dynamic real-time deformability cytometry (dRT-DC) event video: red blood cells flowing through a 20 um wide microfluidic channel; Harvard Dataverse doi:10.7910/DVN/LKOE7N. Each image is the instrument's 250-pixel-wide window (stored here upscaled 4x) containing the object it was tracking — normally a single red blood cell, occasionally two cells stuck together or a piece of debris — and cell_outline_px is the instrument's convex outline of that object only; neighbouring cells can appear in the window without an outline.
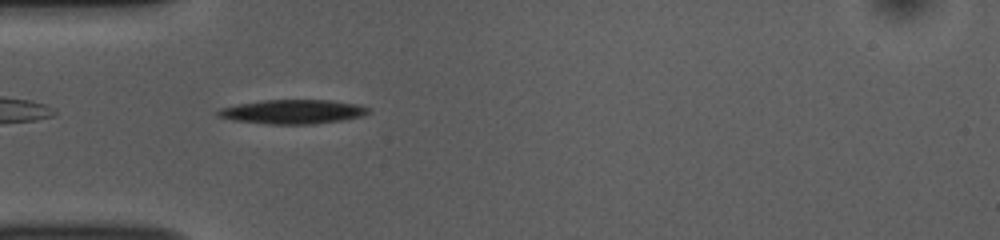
{"species": "common noctule bat (a hibernating species)", "species_latin": "Nyctalus noctula", "temperature_condition": "room temperature", "stored_images_in_passage": 41, "camera_frame_rate_fps": 3000, "um_per_image_px": 0.085, "animal": {"sex": "female", "body_mass_g": 10.0, "forearm_length_mm": 53.1}, "frame": {"image": 1, "passage_image": 3, "time_ms": 0.667, "image_size_px": [1000, 240], "cell_outline_px": [[372, 112], [364, 116], [344, 120], [312, 124], [268, 124], [232, 120], [216, 116], [216, 112], [220, 108], [240, 104], [264, 100], [332, 100], [360, 104], [368, 108]], "centroid_in_image_um": [24.93, 9.5], "position_along_channel_um": 60.1, "area_um2": 21.39}}
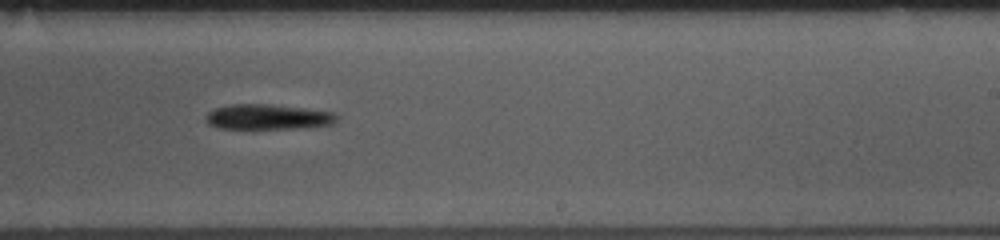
{"frame": {"image": 2, "passage_image": 20, "time_ms": 6.333, "image_size_px": [1000, 240], "cell_outline_px": [[340, 116], [332, 124], [304, 128], [220, 128], [208, 124], [204, 120], [208, 112], [216, 108], [232, 104], [272, 104], [336, 112]], "centroid_in_image_um": [22.81, 9.93], "position_along_channel_um": 266.2, "area_um2": 19.31}}
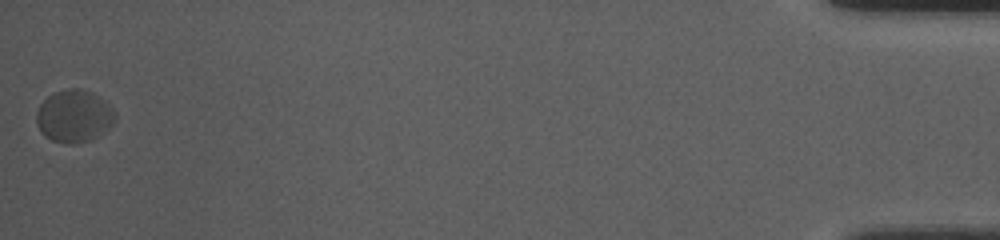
{"frame": {"image": 3, "passage_image": 41, "time_ms": 13.333, "image_size_px": [1000, 240], "cell_outline_px": [[116, 120], [108, 128], [96, 136], [88, 140], [72, 144], [68, 144], [52, 140], [44, 136], [40, 132], [36, 124], [36, 112], [40, 104], [48, 96], [56, 92], [68, 88], [80, 88], [92, 92], [108, 104], [116, 112]], "centroid_in_image_um": [6.27, 9.86], "position_along_channel_um": 428.9, "area_um2": 23.99}, "authors_computed_cell_mechanics": {"area_um2": 20.9236, "velocity_mm_per_s": 3.6752, "shape_relaxation_time_tau1_ms": 9.3237, "shape_relaxation_time_tau2_ms": null, "deformation_change_tau1": 0.1335, "deformation_change_tau2": null}}